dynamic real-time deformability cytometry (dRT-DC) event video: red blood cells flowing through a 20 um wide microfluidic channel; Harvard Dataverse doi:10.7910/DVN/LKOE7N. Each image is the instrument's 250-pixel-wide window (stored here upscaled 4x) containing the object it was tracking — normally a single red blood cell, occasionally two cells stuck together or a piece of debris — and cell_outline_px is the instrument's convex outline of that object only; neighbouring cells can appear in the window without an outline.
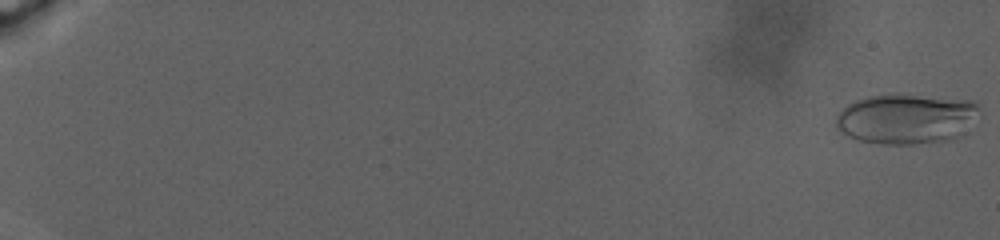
{"species": "human", "species_latin": "Homo sapiens", "temperature_condition": "warm", "stored_images_in_passage": 135, "camera_frame_rate_fps": 3000, "um_per_image_px": 0.085, "donor": {"sex": "male"}, "frame": {"image": 1, "passage_image": 1, "time_ms": 0.0, "image_size_px": [1000, 240], "cell_outline_px": [[976, 108], [956, 136], [940, 140], [912, 144], [884, 144], [860, 140], [848, 136], [840, 132], [836, 124], [836, 116], [848, 104], [856, 100], [868, 96], [916, 96], [976, 100]], "centroid_in_image_um": [76.87, 10.1], "position_along_channel_um": 8.1, "area_um2": 39.77}}
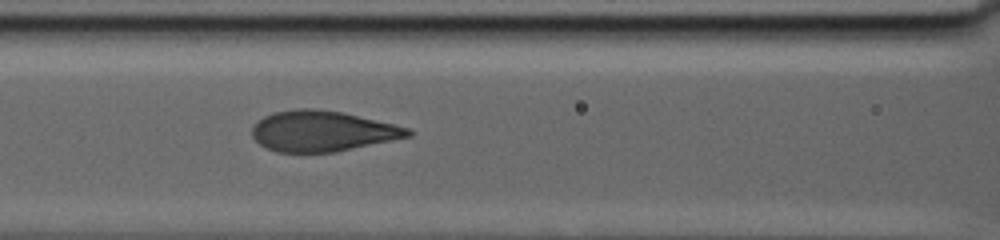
{"frame": {"image": 2, "passage_image": 91, "time_ms": 17.333, "image_size_px": [1000, 240], "cell_outline_px": [[412, 136], [336, 152], [276, 152], [260, 144], [252, 136], [252, 128], [264, 116], [272, 112], [296, 108], [316, 108], [340, 112], [392, 124], [408, 128], [412, 132]], "centroid_in_image_um": [27.37, 11.15], "position_along_channel_um": 139.2, "area_um2": 36.59}}
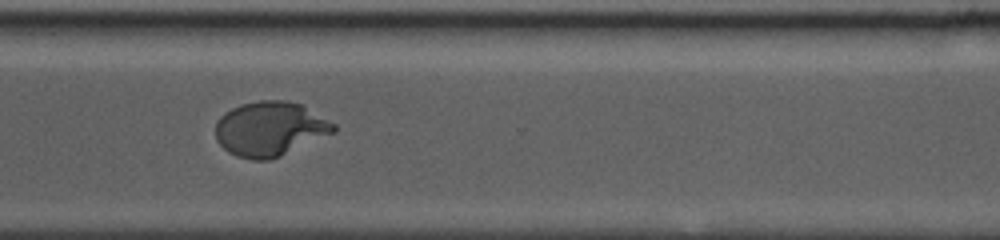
{"frame": {"image": 3, "passage_image": 134, "time_ms": 27.0, "image_size_px": [1000, 240], "cell_outline_px": [[336, 132], [280, 156], [268, 160], [252, 160], [236, 156], [228, 152], [216, 140], [216, 120], [224, 112], [240, 104], [260, 100], [288, 100], [300, 104], [336, 124]], "centroid_in_image_um": [22.94, 10.95], "position_along_channel_um": 347.7, "area_um2": 37.63}}